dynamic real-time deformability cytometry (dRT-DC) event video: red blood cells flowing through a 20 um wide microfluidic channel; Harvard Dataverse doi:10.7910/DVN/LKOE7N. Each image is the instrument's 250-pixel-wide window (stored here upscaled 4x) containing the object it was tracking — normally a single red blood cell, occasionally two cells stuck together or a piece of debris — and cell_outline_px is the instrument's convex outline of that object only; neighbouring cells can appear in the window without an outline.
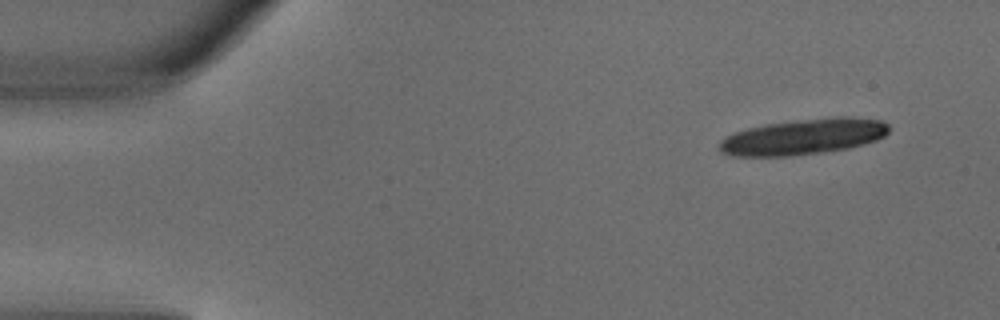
{"species": "common noctule bat (a hibernating species)", "species_latin": "Nyctalus noctula", "temperature_condition": "warm", "stored_images_in_passage": 5, "camera_frame_rate_fps": 3000, "um_per_image_px": 0.085, "animal": {"sex": "male", "body_mass_g": 18.8}, "frame": {"image": 1, "passage_image": 1, "time_ms": 0.0, "image_size_px": [1000, 320], "cell_outline_px": [[888, 132], [884, 136], [876, 140], [864, 144], [848, 148], [820, 152], [788, 156], [736, 156], [720, 152], [720, 140], [736, 132], [748, 128], [764, 124], [796, 120], [840, 116], [848, 116], [880, 120], [888, 124]], "centroid_in_image_um": [68.31, 11.61], "position_along_channel_um": 16.7, "area_um2": 35.08}}